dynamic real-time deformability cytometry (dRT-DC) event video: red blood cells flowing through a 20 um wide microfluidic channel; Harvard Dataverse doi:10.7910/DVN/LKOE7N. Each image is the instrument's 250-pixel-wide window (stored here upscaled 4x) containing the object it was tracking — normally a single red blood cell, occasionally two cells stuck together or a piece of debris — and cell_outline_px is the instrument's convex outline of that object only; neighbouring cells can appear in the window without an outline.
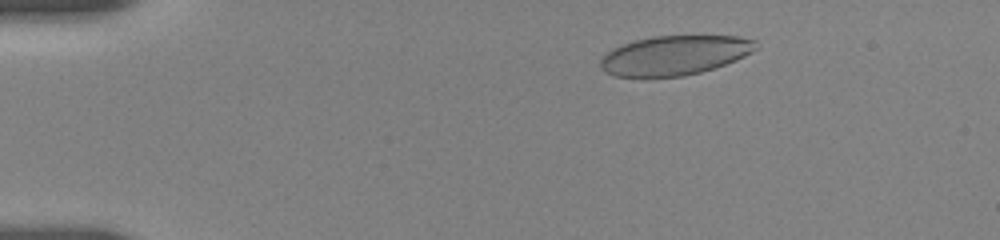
{"species": "human", "species_latin": "Homo sapiens", "temperature_condition": "room temperature", "stored_images_in_passage": 7, "camera_frame_rate_fps": 3000, "um_per_image_px": 0.085, "donor": {"sex": "female"}, "frame": {"image": 1, "passage_image": 3, "time_ms": 1.667, "image_size_px": [1000, 240], "cell_outline_px": [[760, 48], [736, 60], [700, 72], [684, 76], [648, 80], [644, 80], [612, 76], [604, 72], [600, 68], [600, 56], [612, 48], [636, 40], [652, 36], [736, 36], [756, 40]], "centroid_in_image_um": [57.26, 4.75], "position_along_channel_um": 27.7, "area_um2": 36.88}}
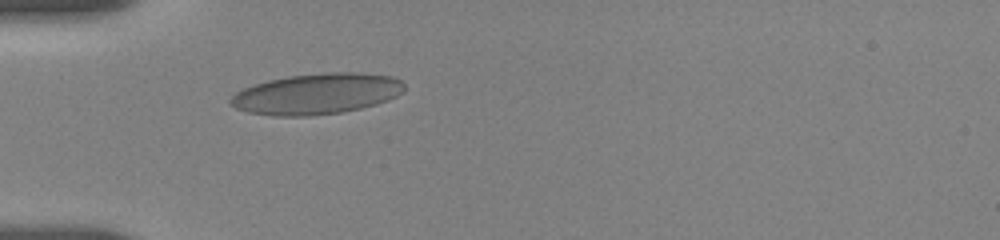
{"frame": {"image": 2, "passage_image": 6, "time_ms": 4.333, "image_size_px": [1000, 240], "cell_outline_px": [[404, 92], [388, 100], [376, 104], [360, 108], [340, 112], [308, 116], [272, 116], [248, 112], [236, 108], [228, 100], [236, 92], [244, 88], [268, 80], [288, 76], [328, 72], [360, 72], [392, 76], [400, 80], [404, 84]], "centroid_in_image_um": [26.94, 7.97], "position_along_channel_um": 58.1, "area_um2": 41.33}}